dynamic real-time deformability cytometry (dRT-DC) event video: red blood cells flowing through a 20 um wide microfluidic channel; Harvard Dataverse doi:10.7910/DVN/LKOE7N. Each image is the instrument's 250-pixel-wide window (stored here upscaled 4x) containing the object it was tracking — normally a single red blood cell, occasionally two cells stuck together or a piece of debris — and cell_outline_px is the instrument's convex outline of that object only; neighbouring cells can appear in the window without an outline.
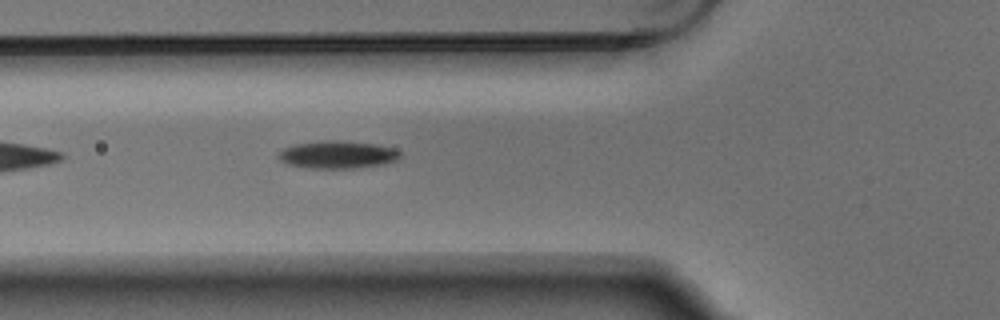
{"species": "Egyptian fruit bat (a non-hibernating species)", "species_latin": "Rousettus aegyptiacus", "temperature_condition": "warm", "stored_images_in_passage": 5, "camera_frame_rate_fps": 3000, "um_per_image_px": 0.085, "animal": {"sex": "male"}, "frame": {"image": 1, "passage_image": 5, "time_ms": 1.333, "image_size_px": [1000, 320], "cell_outline_px": [[400, 160], [384, 164], [356, 168], [312, 168], [288, 164], [280, 160], [276, 156], [284, 148], [292, 144], [324, 140], [340, 140], [376, 144], [392, 148], [400, 152]], "centroid_in_image_um": [28.7, 13.14], "position_along_channel_um": 97.1, "area_um2": 19.71}}